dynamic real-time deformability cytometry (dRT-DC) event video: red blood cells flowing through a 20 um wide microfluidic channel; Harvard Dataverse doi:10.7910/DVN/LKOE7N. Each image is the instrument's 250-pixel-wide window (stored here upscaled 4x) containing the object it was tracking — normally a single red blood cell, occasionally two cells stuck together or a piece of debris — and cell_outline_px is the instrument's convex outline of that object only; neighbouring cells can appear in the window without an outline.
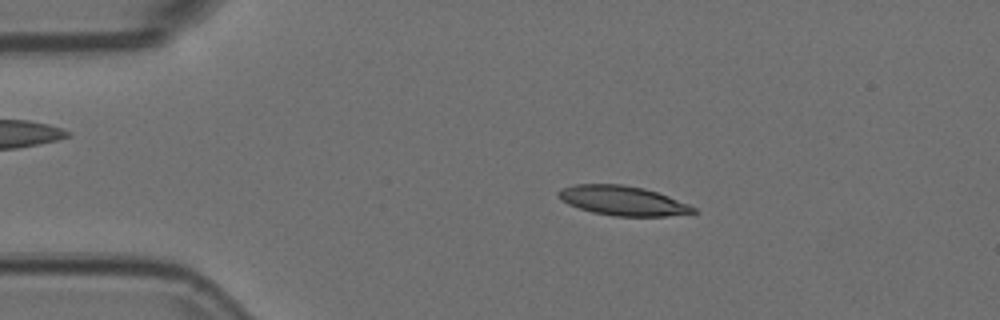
{"species": "Egyptian fruit bat (a non-hibernating species)", "species_latin": "Rousettus aegyptiacus", "temperature_condition": "room temperature", "stored_images_in_passage": 50, "camera_frame_rate_fps": 3000, "um_per_image_px": 0.085, "animal": {"sex": "female"}, "frame": {"image": 1, "passage_image": 10, "time_ms": 3.0, "image_size_px": [1000, 320], "cell_outline_px": [[696, 212], [668, 216], [616, 216], [592, 212], [568, 204], [560, 200], [556, 192], [564, 188], [576, 184], [620, 184], [644, 188], [668, 196], [688, 204], [696, 208]], "centroid_in_image_um": [52.91, 17.05], "position_along_channel_um": 32.1, "area_um2": 23.0}}
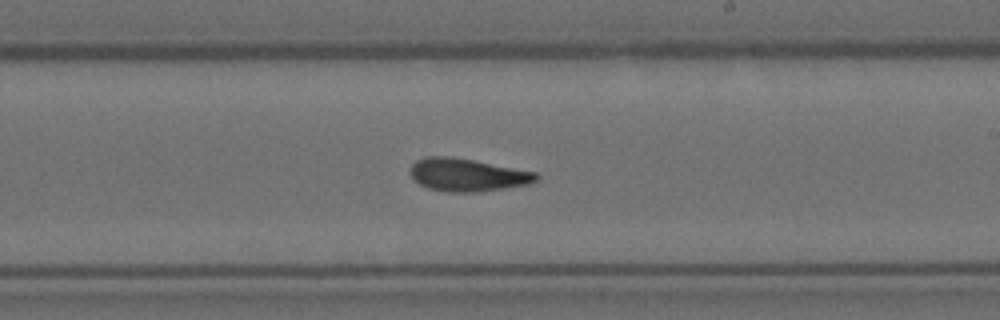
{"frame": {"image": 2, "passage_image": 31, "time_ms": 10.0, "image_size_px": [1000, 320], "cell_outline_px": [[540, 176], [536, 180], [528, 184], [504, 188], [476, 192], [448, 192], [428, 188], [420, 184], [408, 172], [412, 164], [416, 160], [428, 156], [448, 156], [472, 160], [536, 172]], "centroid_in_image_um": [39.7, 14.86], "position_along_channel_um": 249.3, "area_um2": 23.87}}
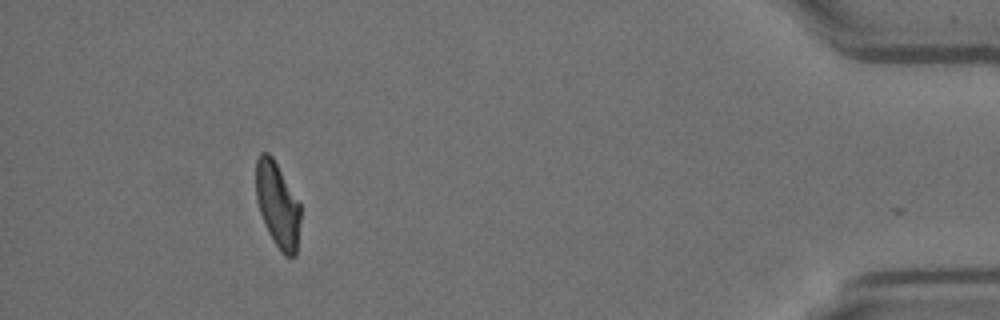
{"frame": {"image": 3, "passage_image": 49, "time_ms": 16.0, "image_size_px": [1000, 320], "cell_outline_px": [[300, 220], [296, 256], [284, 256], [268, 232], [264, 224], [256, 200], [256, 160], [260, 152], [268, 152], [272, 156], [300, 204]], "centroid_in_image_um": [23.58, 17.41], "position_along_channel_um": 411.6, "area_um2": 21.96}, "authors_computed_cell_mechanics": {"area_um2": 23.3801, "velocity_mm_per_s": 3.7463, "shape_relaxation_time_tau1_ms": 6.9034, "shape_relaxation_time_tau2_ms": 3.8403, "deformation_change_tau1": 0.2321, "deformation_change_tau2": 0.131}}